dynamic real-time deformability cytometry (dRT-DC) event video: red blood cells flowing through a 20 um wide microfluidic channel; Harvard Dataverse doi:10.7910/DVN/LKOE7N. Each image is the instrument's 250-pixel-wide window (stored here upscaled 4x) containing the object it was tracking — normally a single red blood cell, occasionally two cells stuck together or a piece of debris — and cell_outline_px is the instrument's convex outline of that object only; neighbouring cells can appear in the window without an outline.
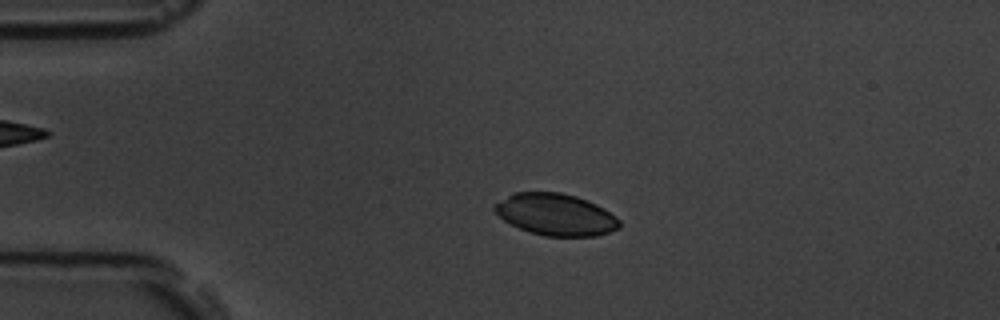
{"species": "common noctule bat (a hibernating species)", "species_latin": "Nyctalus noctula", "temperature_condition": "room temperature", "stored_images_in_passage": 54, "camera_frame_rate_fps": 3000, "um_per_image_px": 0.085, "animal": {"sex": "male", "body_mass_g": 19.5, "forearm_length_mm": 54.6}, "frame": {"image": 1, "passage_image": 12, "time_ms": 3.667, "image_size_px": [1000, 320], "cell_outline_px": [[620, 228], [596, 236], [544, 236], [520, 228], [504, 220], [492, 208], [492, 204], [512, 192], [560, 192], [576, 196], [596, 204], [604, 208], [616, 216], [620, 220]], "centroid_in_image_um": [47.23, 18.22], "position_along_channel_um": 37.8, "area_um2": 30.46}}
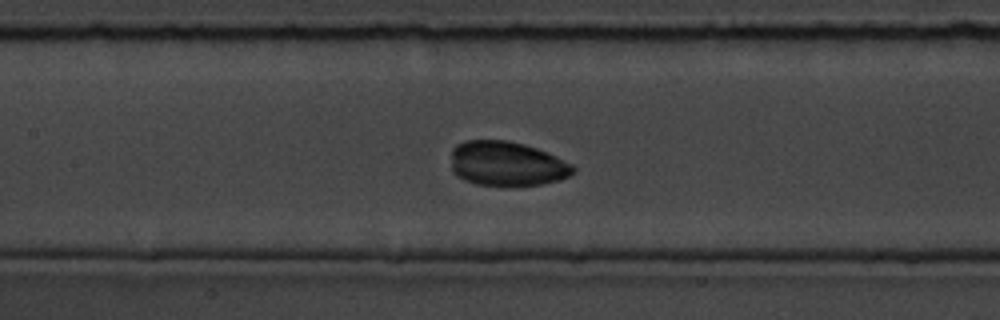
{"frame": {"image": 2, "passage_image": 25, "time_ms": 8.0, "image_size_px": [1000, 320], "cell_outline_px": [[576, 168], [568, 176], [560, 180], [540, 184], [476, 184], [464, 180], [456, 176], [452, 172], [452, 148], [456, 144], [464, 140], [508, 140], [524, 144], [536, 148], [556, 156], [572, 164]], "centroid_in_image_um": [43.05, 13.89], "position_along_channel_um": 164.4, "area_um2": 31.44}}